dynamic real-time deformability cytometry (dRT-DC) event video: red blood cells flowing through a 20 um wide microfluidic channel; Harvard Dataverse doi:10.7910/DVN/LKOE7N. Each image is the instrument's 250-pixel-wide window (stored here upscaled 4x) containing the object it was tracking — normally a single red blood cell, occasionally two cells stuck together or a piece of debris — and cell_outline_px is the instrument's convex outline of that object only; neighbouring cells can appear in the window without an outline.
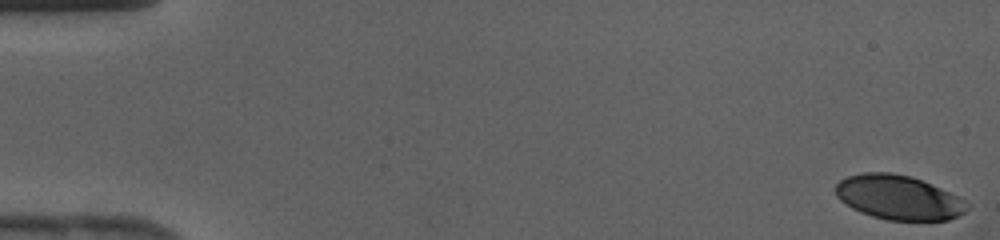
{"species": "human", "species_latin": "Homo sapiens", "temperature_condition": "cold", "stored_images_in_passage": 43, "camera_frame_rate_fps": 3000, "um_per_image_px": 0.085, "donor": {"sex": "female"}, "frame": {"image": 1, "passage_image": 1, "time_ms": 0.0, "image_size_px": [1000, 240], "cell_outline_px": [[972, 204], [960, 216], [948, 220], [888, 220], [872, 216], [860, 212], [852, 208], [840, 200], [836, 196], [836, 184], [840, 180], [848, 176], [864, 172], [892, 172], [912, 176], [940, 188]], "centroid_in_image_um": [76.38, 16.78], "position_along_channel_um": 8.6, "area_um2": 34.04}}
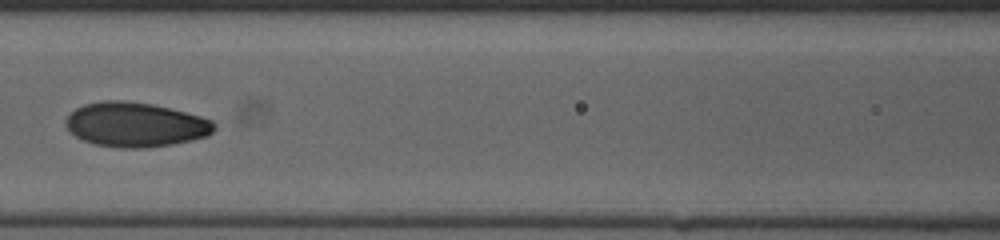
{"frame": {"image": 2, "passage_image": 20, "time_ms": 6.333, "image_size_px": [1000, 240], "cell_outline_px": [[216, 128], [208, 136], [192, 140], [172, 144], [144, 148], [120, 148], [96, 144], [84, 140], [76, 136], [64, 124], [64, 120], [76, 108], [84, 104], [104, 100], [124, 100], [152, 104], [200, 116], [212, 120], [216, 124]], "centroid_in_image_um": [11.52, 10.59], "position_along_channel_um": 155.1, "area_um2": 38.44}}
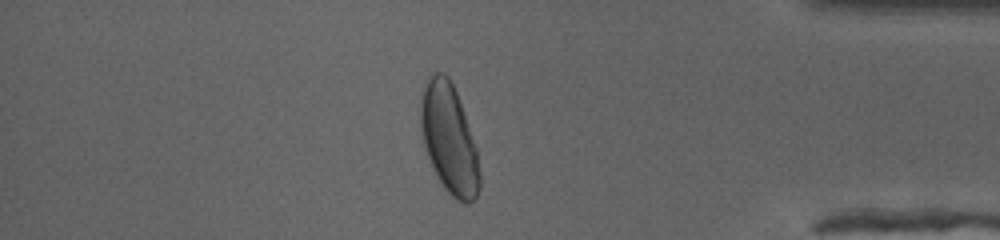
{"frame": {"image": 3, "passage_image": 37, "time_ms": 12.0, "image_size_px": [1000, 240], "cell_outline_px": [[480, 188], [476, 196], [468, 204], [464, 204], [456, 200], [444, 188], [432, 168], [424, 144], [420, 128], [420, 100], [428, 76], [436, 72], [444, 72], [448, 76], [456, 92], [476, 148], [480, 172]], "centroid_in_image_um": [38.16, 11.82], "position_along_channel_um": 397.0, "area_um2": 37.4}}